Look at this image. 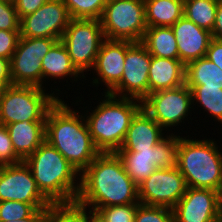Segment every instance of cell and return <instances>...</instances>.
I'll use <instances>...</instances> for the list:
<instances>
[{
	"mask_svg": "<svg viewBox=\"0 0 222 222\" xmlns=\"http://www.w3.org/2000/svg\"><path fill=\"white\" fill-rule=\"evenodd\" d=\"M79 175L80 191L76 202L98 208L138 204V186L128 176L116 152L100 153Z\"/></svg>",
	"mask_w": 222,
	"mask_h": 222,
	"instance_id": "cell-1",
	"label": "cell"
},
{
	"mask_svg": "<svg viewBox=\"0 0 222 222\" xmlns=\"http://www.w3.org/2000/svg\"><path fill=\"white\" fill-rule=\"evenodd\" d=\"M78 113L58 99L46 115L45 140L82 173L100 151L95 147L86 120Z\"/></svg>",
	"mask_w": 222,
	"mask_h": 222,
	"instance_id": "cell-2",
	"label": "cell"
},
{
	"mask_svg": "<svg viewBox=\"0 0 222 222\" xmlns=\"http://www.w3.org/2000/svg\"><path fill=\"white\" fill-rule=\"evenodd\" d=\"M24 162L30 168L41 193L52 203L76 202L80 183L78 170L46 140Z\"/></svg>",
	"mask_w": 222,
	"mask_h": 222,
	"instance_id": "cell-3",
	"label": "cell"
},
{
	"mask_svg": "<svg viewBox=\"0 0 222 222\" xmlns=\"http://www.w3.org/2000/svg\"><path fill=\"white\" fill-rule=\"evenodd\" d=\"M106 99L91 113L86 123L100 153L117 152L126 137L132 118L142 108V101L105 92ZM117 97L119 99H117Z\"/></svg>",
	"mask_w": 222,
	"mask_h": 222,
	"instance_id": "cell-4",
	"label": "cell"
},
{
	"mask_svg": "<svg viewBox=\"0 0 222 222\" xmlns=\"http://www.w3.org/2000/svg\"><path fill=\"white\" fill-rule=\"evenodd\" d=\"M176 167L187 187L211 189L222 187V153L211 140L178 139Z\"/></svg>",
	"mask_w": 222,
	"mask_h": 222,
	"instance_id": "cell-5",
	"label": "cell"
},
{
	"mask_svg": "<svg viewBox=\"0 0 222 222\" xmlns=\"http://www.w3.org/2000/svg\"><path fill=\"white\" fill-rule=\"evenodd\" d=\"M58 97L45 94L42 87L10 85L0 97V124L46 121L48 110Z\"/></svg>",
	"mask_w": 222,
	"mask_h": 222,
	"instance_id": "cell-6",
	"label": "cell"
},
{
	"mask_svg": "<svg viewBox=\"0 0 222 222\" xmlns=\"http://www.w3.org/2000/svg\"><path fill=\"white\" fill-rule=\"evenodd\" d=\"M100 21L106 39L141 42L147 29L144 0H108Z\"/></svg>",
	"mask_w": 222,
	"mask_h": 222,
	"instance_id": "cell-7",
	"label": "cell"
},
{
	"mask_svg": "<svg viewBox=\"0 0 222 222\" xmlns=\"http://www.w3.org/2000/svg\"><path fill=\"white\" fill-rule=\"evenodd\" d=\"M105 39L98 19H71L60 39L77 71L93 67L101 43Z\"/></svg>",
	"mask_w": 222,
	"mask_h": 222,
	"instance_id": "cell-8",
	"label": "cell"
},
{
	"mask_svg": "<svg viewBox=\"0 0 222 222\" xmlns=\"http://www.w3.org/2000/svg\"><path fill=\"white\" fill-rule=\"evenodd\" d=\"M179 136L161 139L152 149L139 152H116L121 158L125 171L139 186L156 169H171L176 166Z\"/></svg>",
	"mask_w": 222,
	"mask_h": 222,
	"instance_id": "cell-9",
	"label": "cell"
},
{
	"mask_svg": "<svg viewBox=\"0 0 222 222\" xmlns=\"http://www.w3.org/2000/svg\"><path fill=\"white\" fill-rule=\"evenodd\" d=\"M57 41L54 38L20 37L10 59L12 85L42 87L41 60Z\"/></svg>",
	"mask_w": 222,
	"mask_h": 222,
	"instance_id": "cell-10",
	"label": "cell"
},
{
	"mask_svg": "<svg viewBox=\"0 0 222 222\" xmlns=\"http://www.w3.org/2000/svg\"><path fill=\"white\" fill-rule=\"evenodd\" d=\"M19 201L35 209H47L52 203L41 193L30 168L24 161L0 166V202Z\"/></svg>",
	"mask_w": 222,
	"mask_h": 222,
	"instance_id": "cell-11",
	"label": "cell"
},
{
	"mask_svg": "<svg viewBox=\"0 0 222 222\" xmlns=\"http://www.w3.org/2000/svg\"><path fill=\"white\" fill-rule=\"evenodd\" d=\"M192 91L184 84L148 94L142 100V108L163 128L175 126L188 116Z\"/></svg>",
	"mask_w": 222,
	"mask_h": 222,
	"instance_id": "cell-12",
	"label": "cell"
},
{
	"mask_svg": "<svg viewBox=\"0 0 222 222\" xmlns=\"http://www.w3.org/2000/svg\"><path fill=\"white\" fill-rule=\"evenodd\" d=\"M187 185L179 169H156L138 186L139 202L173 209L185 194Z\"/></svg>",
	"mask_w": 222,
	"mask_h": 222,
	"instance_id": "cell-13",
	"label": "cell"
},
{
	"mask_svg": "<svg viewBox=\"0 0 222 222\" xmlns=\"http://www.w3.org/2000/svg\"><path fill=\"white\" fill-rule=\"evenodd\" d=\"M150 62L151 55L146 47L141 42H134L126 51L122 79L109 94L142 101L149 94Z\"/></svg>",
	"mask_w": 222,
	"mask_h": 222,
	"instance_id": "cell-14",
	"label": "cell"
},
{
	"mask_svg": "<svg viewBox=\"0 0 222 222\" xmlns=\"http://www.w3.org/2000/svg\"><path fill=\"white\" fill-rule=\"evenodd\" d=\"M71 17L63 0H49L20 19V37L60 40Z\"/></svg>",
	"mask_w": 222,
	"mask_h": 222,
	"instance_id": "cell-15",
	"label": "cell"
},
{
	"mask_svg": "<svg viewBox=\"0 0 222 222\" xmlns=\"http://www.w3.org/2000/svg\"><path fill=\"white\" fill-rule=\"evenodd\" d=\"M220 206L219 192L187 187L173 208L174 222H216Z\"/></svg>",
	"mask_w": 222,
	"mask_h": 222,
	"instance_id": "cell-16",
	"label": "cell"
},
{
	"mask_svg": "<svg viewBox=\"0 0 222 222\" xmlns=\"http://www.w3.org/2000/svg\"><path fill=\"white\" fill-rule=\"evenodd\" d=\"M133 43L126 40H110L106 38L101 43L93 67L102 82L107 85V93L121 81L126 51Z\"/></svg>",
	"mask_w": 222,
	"mask_h": 222,
	"instance_id": "cell-17",
	"label": "cell"
},
{
	"mask_svg": "<svg viewBox=\"0 0 222 222\" xmlns=\"http://www.w3.org/2000/svg\"><path fill=\"white\" fill-rule=\"evenodd\" d=\"M178 47L179 60L186 65L190 61L206 57L211 32L200 28L185 16L171 26Z\"/></svg>",
	"mask_w": 222,
	"mask_h": 222,
	"instance_id": "cell-18",
	"label": "cell"
},
{
	"mask_svg": "<svg viewBox=\"0 0 222 222\" xmlns=\"http://www.w3.org/2000/svg\"><path fill=\"white\" fill-rule=\"evenodd\" d=\"M164 130L143 108L132 118L125 140L117 152H139L152 149L161 139Z\"/></svg>",
	"mask_w": 222,
	"mask_h": 222,
	"instance_id": "cell-19",
	"label": "cell"
},
{
	"mask_svg": "<svg viewBox=\"0 0 222 222\" xmlns=\"http://www.w3.org/2000/svg\"><path fill=\"white\" fill-rule=\"evenodd\" d=\"M149 94L185 84V65L179 59L151 56L148 72Z\"/></svg>",
	"mask_w": 222,
	"mask_h": 222,
	"instance_id": "cell-20",
	"label": "cell"
},
{
	"mask_svg": "<svg viewBox=\"0 0 222 222\" xmlns=\"http://www.w3.org/2000/svg\"><path fill=\"white\" fill-rule=\"evenodd\" d=\"M46 121H23L7 124L16 155L24 161L45 141Z\"/></svg>",
	"mask_w": 222,
	"mask_h": 222,
	"instance_id": "cell-21",
	"label": "cell"
},
{
	"mask_svg": "<svg viewBox=\"0 0 222 222\" xmlns=\"http://www.w3.org/2000/svg\"><path fill=\"white\" fill-rule=\"evenodd\" d=\"M147 27L173 26L184 16V2L180 0H144Z\"/></svg>",
	"mask_w": 222,
	"mask_h": 222,
	"instance_id": "cell-22",
	"label": "cell"
},
{
	"mask_svg": "<svg viewBox=\"0 0 222 222\" xmlns=\"http://www.w3.org/2000/svg\"><path fill=\"white\" fill-rule=\"evenodd\" d=\"M141 43L151 56L179 59L177 42L171 27H147Z\"/></svg>",
	"mask_w": 222,
	"mask_h": 222,
	"instance_id": "cell-23",
	"label": "cell"
},
{
	"mask_svg": "<svg viewBox=\"0 0 222 222\" xmlns=\"http://www.w3.org/2000/svg\"><path fill=\"white\" fill-rule=\"evenodd\" d=\"M185 84L222 89V70L207 57L190 61L185 65Z\"/></svg>",
	"mask_w": 222,
	"mask_h": 222,
	"instance_id": "cell-24",
	"label": "cell"
},
{
	"mask_svg": "<svg viewBox=\"0 0 222 222\" xmlns=\"http://www.w3.org/2000/svg\"><path fill=\"white\" fill-rule=\"evenodd\" d=\"M42 79L66 76L78 77L80 74L71 62L69 53L61 40H58L41 60Z\"/></svg>",
	"mask_w": 222,
	"mask_h": 222,
	"instance_id": "cell-25",
	"label": "cell"
},
{
	"mask_svg": "<svg viewBox=\"0 0 222 222\" xmlns=\"http://www.w3.org/2000/svg\"><path fill=\"white\" fill-rule=\"evenodd\" d=\"M218 3L219 0H187L184 2V16L212 33Z\"/></svg>",
	"mask_w": 222,
	"mask_h": 222,
	"instance_id": "cell-26",
	"label": "cell"
},
{
	"mask_svg": "<svg viewBox=\"0 0 222 222\" xmlns=\"http://www.w3.org/2000/svg\"><path fill=\"white\" fill-rule=\"evenodd\" d=\"M86 208L73 203L51 204L45 213L44 222H86Z\"/></svg>",
	"mask_w": 222,
	"mask_h": 222,
	"instance_id": "cell-27",
	"label": "cell"
},
{
	"mask_svg": "<svg viewBox=\"0 0 222 222\" xmlns=\"http://www.w3.org/2000/svg\"><path fill=\"white\" fill-rule=\"evenodd\" d=\"M192 91V100L200 102L208 112L222 123V89L205 85L188 86Z\"/></svg>",
	"mask_w": 222,
	"mask_h": 222,
	"instance_id": "cell-28",
	"label": "cell"
},
{
	"mask_svg": "<svg viewBox=\"0 0 222 222\" xmlns=\"http://www.w3.org/2000/svg\"><path fill=\"white\" fill-rule=\"evenodd\" d=\"M108 0H63L71 19L100 20Z\"/></svg>",
	"mask_w": 222,
	"mask_h": 222,
	"instance_id": "cell-29",
	"label": "cell"
},
{
	"mask_svg": "<svg viewBox=\"0 0 222 222\" xmlns=\"http://www.w3.org/2000/svg\"><path fill=\"white\" fill-rule=\"evenodd\" d=\"M138 204L107 206L98 208L94 213L102 222H134Z\"/></svg>",
	"mask_w": 222,
	"mask_h": 222,
	"instance_id": "cell-30",
	"label": "cell"
},
{
	"mask_svg": "<svg viewBox=\"0 0 222 222\" xmlns=\"http://www.w3.org/2000/svg\"><path fill=\"white\" fill-rule=\"evenodd\" d=\"M134 222H174L173 209L139 202Z\"/></svg>",
	"mask_w": 222,
	"mask_h": 222,
	"instance_id": "cell-31",
	"label": "cell"
},
{
	"mask_svg": "<svg viewBox=\"0 0 222 222\" xmlns=\"http://www.w3.org/2000/svg\"><path fill=\"white\" fill-rule=\"evenodd\" d=\"M36 209L28 203L19 201L0 202V222L18 221L29 217Z\"/></svg>",
	"mask_w": 222,
	"mask_h": 222,
	"instance_id": "cell-32",
	"label": "cell"
},
{
	"mask_svg": "<svg viewBox=\"0 0 222 222\" xmlns=\"http://www.w3.org/2000/svg\"><path fill=\"white\" fill-rule=\"evenodd\" d=\"M0 30L20 31V19L12 0H0Z\"/></svg>",
	"mask_w": 222,
	"mask_h": 222,
	"instance_id": "cell-33",
	"label": "cell"
},
{
	"mask_svg": "<svg viewBox=\"0 0 222 222\" xmlns=\"http://www.w3.org/2000/svg\"><path fill=\"white\" fill-rule=\"evenodd\" d=\"M22 162L16 155L6 125L0 124V166Z\"/></svg>",
	"mask_w": 222,
	"mask_h": 222,
	"instance_id": "cell-34",
	"label": "cell"
},
{
	"mask_svg": "<svg viewBox=\"0 0 222 222\" xmlns=\"http://www.w3.org/2000/svg\"><path fill=\"white\" fill-rule=\"evenodd\" d=\"M20 31L0 30V57L10 60L16 50Z\"/></svg>",
	"mask_w": 222,
	"mask_h": 222,
	"instance_id": "cell-35",
	"label": "cell"
},
{
	"mask_svg": "<svg viewBox=\"0 0 222 222\" xmlns=\"http://www.w3.org/2000/svg\"><path fill=\"white\" fill-rule=\"evenodd\" d=\"M19 19L34 13L49 0H12Z\"/></svg>",
	"mask_w": 222,
	"mask_h": 222,
	"instance_id": "cell-36",
	"label": "cell"
},
{
	"mask_svg": "<svg viewBox=\"0 0 222 222\" xmlns=\"http://www.w3.org/2000/svg\"><path fill=\"white\" fill-rule=\"evenodd\" d=\"M206 57L222 70V40L211 39Z\"/></svg>",
	"mask_w": 222,
	"mask_h": 222,
	"instance_id": "cell-37",
	"label": "cell"
},
{
	"mask_svg": "<svg viewBox=\"0 0 222 222\" xmlns=\"http://www.w3.org/2000/svg\"><path fill=\"white\" fill-rule=\"evenodd\" d=\"M212 38L222 40V0H219L216 10L215 24L212 29Z\"/></svg>",
	"mask_w": 222,
	"mask_h": 222,
	"instance_id": "cell-38",
	"label": "cell"
},
{
	"mask_svg": "<svg viewBox=\"0 0 222 222\" xmlns=\"http://www.w3.org/2000/svg\"><path fill=\"white\" fill-rule=\"evenodd\" d=\"M47 209H36L29 217L15 221V222H44L45 213ZM14 222V221H5Z\"/></svg>",
	"mask_w": 222,
	"mask_h": 222,
	"instance_id": "cell-39",
	"label": "cell"
},
{
	"mask_svg": "<svg viewBox=\"0 0 222 222\" xmlns=\"http://www.w3.org/2000/svg\"><path fill=\"white\" fill-rule=\"evenodd\" d=\"M0 78H11L10 60L0 57Z\"/></svg>",
	"mask_w": 222,
	"mask_h": 222,
	"instance_id": "cell-40",
	"label": "cell"
},
{
	"mask_svg": "<svg viewBox=\"0 0 222 222\" xmlns=\"http://www.w3.org/2000/svg\"><path fill=\"white\" fill-rule=\"evenodd\" d=\"M12 85V78H0V97Z\"/></svg>",
	"mask_w": 222,
	"mask_h": 222,
	"instance_id": "cell-41",
	"label": "cell"
},
{
	"mask_svg": "<svg viewBox=\"0 0 222 222\" xmlns=\"http://www.w3.org/2000/svg\"><path fill=\"white\" fill-rule=\"evenodd\" d=\"M89 217L87 218V221L86 222H102L100 219H99V217L95 214V213H93L91 210L89 211ZM91 214H92V216H91Z\"/></svg>",
	"mask_w": 222,
	"mask_h": 222,
	"instance_id": "cell-42",
	"label": "cell"
},
{
	"mask_svg": "<svg viewBox=\"0 0 222 222\" xmlns=\"http://www.w3.org/2000/svg\"><path fill=\"white\" fill-rule=\"evenodd\" d=\"M216 222H222V206H219L217 217H216Z\"/></svg>",
	"mask_w": 222,
	"mask_h": 222,
	"instance_id": "cell-43",
	"label": "cell"
},
{
	"mask_svg": "<svg viewBox=\"0 0 222 222\" xmlns=\"http://www.w3.org/2000/svg\"><path fill=\"white\" fill-rule=\"evenodd\" d=\"M219 197H220V205L222 206V187H221V190L219 192Z\"/></svg>",
	"mask_w": 222,
	"mask_h": 222,
	"instance_id": "cell-44",
	"label": "cell"
}]
</instances>
